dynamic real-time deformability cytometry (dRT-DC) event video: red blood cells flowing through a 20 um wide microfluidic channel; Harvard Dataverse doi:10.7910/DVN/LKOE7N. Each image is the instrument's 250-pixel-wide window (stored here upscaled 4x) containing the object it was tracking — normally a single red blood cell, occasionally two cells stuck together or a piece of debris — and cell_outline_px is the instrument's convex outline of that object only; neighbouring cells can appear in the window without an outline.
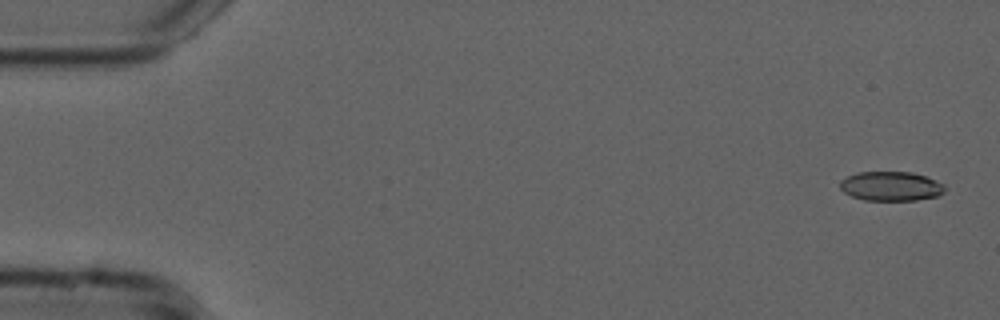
{"species": "common noctule bat (a hibernating species)", "species_latin": "Nyctalus noctula", "temperature_condition": "cold", "stored_images_in_passage": 54, "camera_frame_rate_fps": 3000, "um_per_image_px": 0.085, "animal": {"sex": "male", "forearm_length_mm": 52.5}, "frame": {"image": 1, "passage_image": 2, "time_ms": 0.333, "image_size_px": [1000, 320], "cell_outline_px": [[944, 192], [936, 196], [916, 200], [864, 200], [852, 196], [844, 192], [840, 188], [840, 180], [856, 172], [912, 172], [924, 176], [944, 184]], "centroid_in_image_um": [75.7, 15.82], "position_along_channel_um": 9.3, "area_um2": 17.8}}
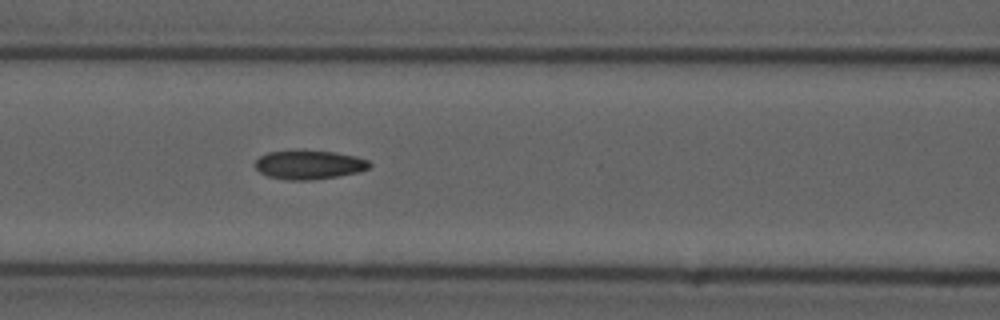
{"frame": {"image": 2, "passage_image": 23, "time_ms": 7.333, "image_size_px": [1000, 320], "cell_outline_px": [[372, 164], [368, 168], [360, 172], [340, 176], [312, 180], [288, 180], [268, 176], [260, 172], [256, 168], [256, 160], [260, 156], [268, 152], [300, 148], [336, 152], [356, 156], [368, 160]], "centroid_in_image_um": [26.29, 13.97], "position_along_channel_um": 140.3, "area_um2": 19.88}}
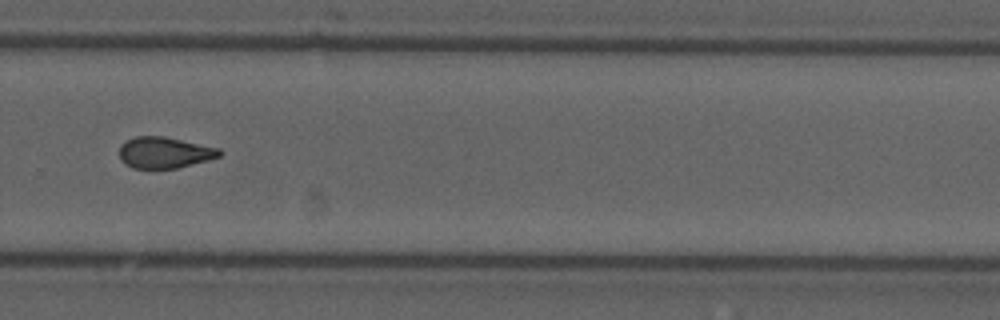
{"frame": {"image": 3, "passage_image": 37, "time_ms": 12.0, "image_size_px": [1000, 320], "cell_outline_px": [[224, 152], [220, 156], [208, 160], [176, 168], [132, 168], [124, 164], [120, 160], [120, 144], [136, 136], [164, 136], [220, 148]], "centroid_in_image_um": [13.99, 12.96], "position_along_channel_um": 315.8, "area_um2": 18.26}, "authors_computed_cell_mechanics": {"area_um2": 18.7561, "velocity_mm_per_s": 3.7706, "shape_relaxation_time_tau1_ms": null, "shape_relaxation_time_tau2_ms": 2.7152, "deformation_change_tau1": null, "deformation_change_tau2": 0.0926}}